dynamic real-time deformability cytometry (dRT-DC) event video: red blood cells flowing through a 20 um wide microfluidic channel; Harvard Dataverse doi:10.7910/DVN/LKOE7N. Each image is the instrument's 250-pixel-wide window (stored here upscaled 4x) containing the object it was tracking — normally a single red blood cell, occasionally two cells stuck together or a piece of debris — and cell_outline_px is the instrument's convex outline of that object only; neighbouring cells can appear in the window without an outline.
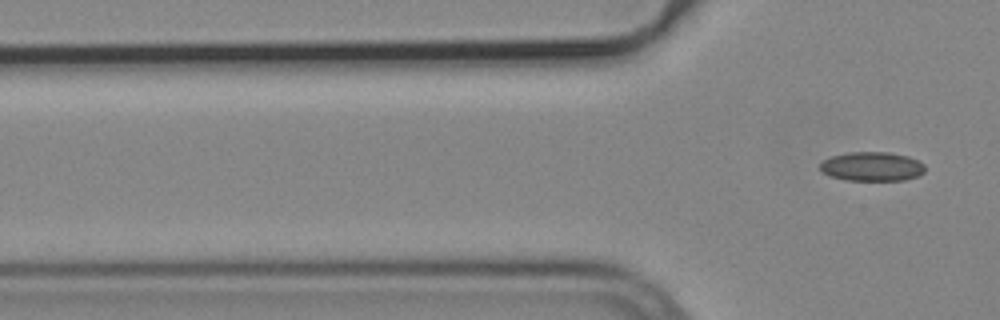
{"species": "common noctule bat (a hibernating species)", "species_latin": "Nyctalus noctula", "temperature_condition": "cold", "stored_images_in_passage": 7, "segment_of_instrument_passage": [2, 2], "camera_frame_rate_fps": 3000, "um_per_image_px": 0.085, "animal": {"sex": "male", "body_mass_g": 19.2, "forearm_length_mm": 51.8}, "frame": {"image": 1, "passage_image": 7, "time_ms": 2.0, "image_size_px": [1000, 320], "cell_outline_px": [[924, 172], [920, 176], [904, 180], [844, 180], [832, 176], [824, 172], [820, 168], [820, 164], [824, 160], [832, 156], [852, 152], [888, 152], [908, 156], [924, 164]], "centroid_in_image_um": [74.15, 14.15], "position_along_channel_um": 51.6, "area_um2": 17.69}}